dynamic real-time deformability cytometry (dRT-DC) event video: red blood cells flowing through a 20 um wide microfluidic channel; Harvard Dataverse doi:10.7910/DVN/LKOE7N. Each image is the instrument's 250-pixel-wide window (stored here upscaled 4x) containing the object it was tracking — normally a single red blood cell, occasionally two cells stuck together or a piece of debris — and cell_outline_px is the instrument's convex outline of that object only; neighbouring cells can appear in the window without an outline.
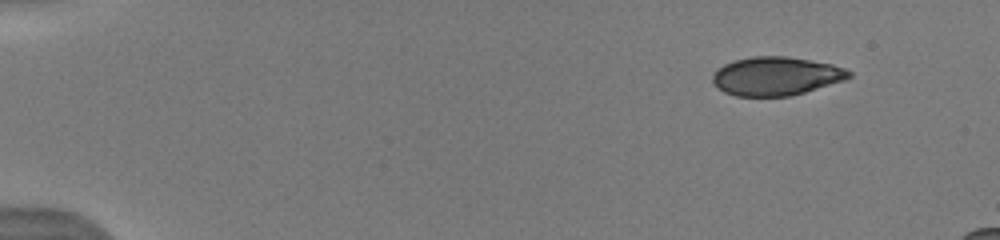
{"species": "human", "species_latin": "Homo sapiens", "temperature_condition": "warm", "stored_images_in_passage": 7, "camera_frame_rate_fps": 3000, "um_per_image_px": 0.085, "donor": {"sex": "male"}, "frame": {"image": 1, "passage_image": 1, "time_ms": 0.0, "image_size_px": [1000, 240], "cell_outline_px": [[852, 76], [844, 80], [804, 92], [788, 96], [736, 96], [724, 92], [712, 80], [712, 76], [724, 64], [736, 60], [752, 56], [788, 56], [832, 64], [844, 68], [852, 72]], "centroid_in_image_um": [65.99, 6.46], "position_along_channel_um": 19.0, "area_um2": 30.35}}
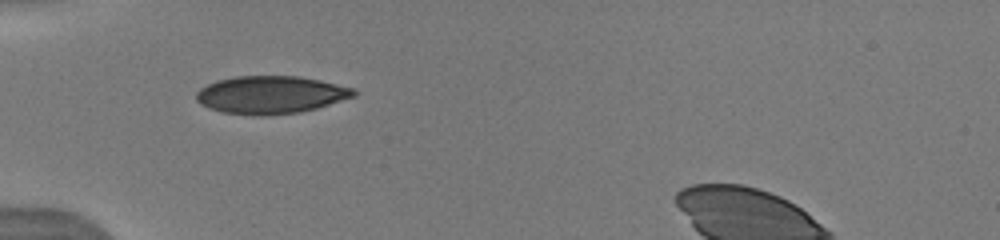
{"frame": {"image": 2, "passage_image": 6, "time_ms": 4.0, "image_size_px": [1000, 240], "cell_outline_px": [[360, 92], [356, 96], [316, 108], [300, 112], [260, 116], [256, 116], [220, 112], [208, 108], [200, 104], [196, 100], [196, 92], [200, 88], [216, 80], [236, 76], [300, 76], [320, 80], [356, 88]], "centroid_in_image_um": [23.02, 8.06], "position_along_channel_um": 62.0, "area_um2": 35.03}}